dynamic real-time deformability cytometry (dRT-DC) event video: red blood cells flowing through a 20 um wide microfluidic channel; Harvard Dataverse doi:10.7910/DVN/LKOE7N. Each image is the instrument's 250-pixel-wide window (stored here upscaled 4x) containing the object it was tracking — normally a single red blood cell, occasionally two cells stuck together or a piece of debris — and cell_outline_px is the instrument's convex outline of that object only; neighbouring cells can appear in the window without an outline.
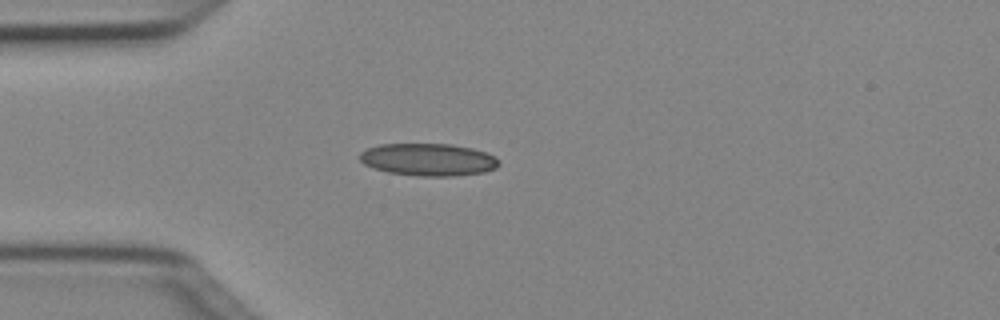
{"species": "Egyptian fruit bat (a non-hibernating species)", "species_latin": "Rousettus aegyptiacus", "temperature_condition": "cold", "stored_images_in_passage": 37, "camera_frame_rate_fps": 3000, "um_per_image_px": 0.085, "animal": {"sex": "female"}, "frame": {"image": 1, "passage_image": 1, "time_ms": 0.0, "image_size_px": [1000, 320], "cell_outline_px": [[500, 164], [496, 168], [484, 172], [452, 176], [420, 176], [388, 172], [372, 168], [364, 164], [360, 160], [360, 152], [368, 148], [380, 144], [452, 144], [472, 148], [488, 152], [496, 156], [500, 160]], "centroid_in_image_um": [36.44, 13.56], "position_along_channel_um": 48.6, "area_um2": 26.47}}
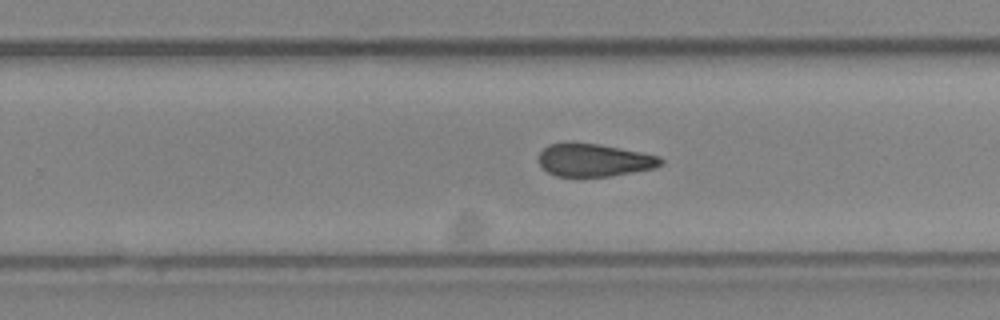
{"frame": {"image": 2, "passage_image": 19, "time_ms": 6.0, "image_size_px": [1000, 320], "cell_outline_px": [[664, 164], [656, 168], [608, 176], [556, 176], [548, 172], [540, 164], [540, 152], [548, 144], [600, 144], [660, 156], [664, 160]], "centroid_in_image_um": [50.57, 13.62], "position_along_channel_um": 279.2, "area_um2": 22.89}}
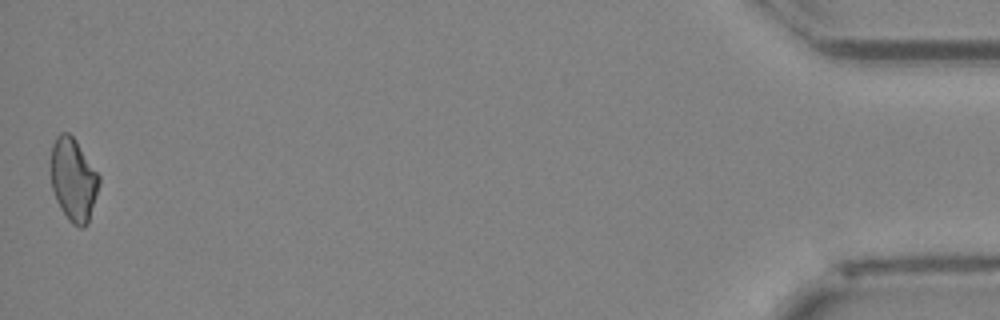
{"frame": {"image": 3, "passage_image": 37, "time_ms": 12.0, "image_size_px": [1000, 320], "cell_outline_px": [[100, 184], [88, 224], [84, 228], [80, 228], [72, 224], [68, 220], [60, 208], [56, 200], [52, 188], [48, 164], [52, 144], [56, 136], [60, 132], [68, 132], [76, 140], [100, 176]], "centroid_in_image_um": [6.21, 15.26], "position_along_channel_um": 429.0, "area_um2": 23.99}, "authors_computed_cell_mechanics": {"area_um2": 24.2182, "velocity_mm_per_s": 4.0618, "shape_relaxation_time_tau1_ms": null, "shape_relaxation_time_tau2_ms": 4.4103, "deformation_change_tau1": null, "deformation_change_tau2": 0.1313}}